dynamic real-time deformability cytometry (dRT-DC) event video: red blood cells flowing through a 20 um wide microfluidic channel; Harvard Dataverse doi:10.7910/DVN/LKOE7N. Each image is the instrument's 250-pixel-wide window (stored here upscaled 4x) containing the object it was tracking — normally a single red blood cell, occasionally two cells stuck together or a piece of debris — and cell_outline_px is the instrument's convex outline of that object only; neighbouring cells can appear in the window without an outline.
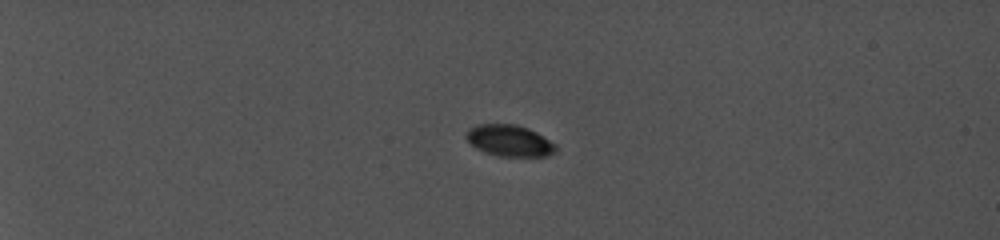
{"species": "common noctule bat (a hibernating species)", "species_latin": "Nyctalus noctula", "temperature_condition": "cold", "stored_images_in_passage": 40, "camera_frame_rate_fps": 5000, "um_per_image_px": 0.085, "animal": {"sex": "female", "body_mass_g": 19.0, "forearm_length_mm": 56.7}, "frame": {"image": 1, "passage_image": 1, "time_ms": 0.0, "image_size_px": [1000, 240], "cell_outline_px": [[556, 152], [548, 156], [500, 156], [484, 152], [476, 148], [464, 136], [468, 128], [476, 124], [516, 124], [528, 128], [536, 132], [556, 144]], "centroid_in_image_um": [43.29, 11.95], "position_along_channel_um": 41.7, "area_um2": 16.47}}
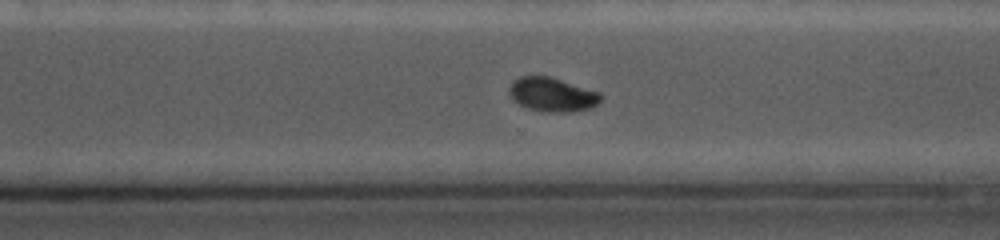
{"frame": {"image": 2, "passage_image": 33, "time_ms": 10.0, "image_size_px": [1000, 240], "cell_outline_px": [[600, 100], [596, 104], [588, 108], [572, 112], [548, 112], [528, 108], [512, 100], [508, 92], [508, 88], [520, 76], [548, 76], [600, 92]], "centroid_in_image_um": [46.91, 8.04], "position_along_channel_um": 323.7, "area_um2": 17.86}}
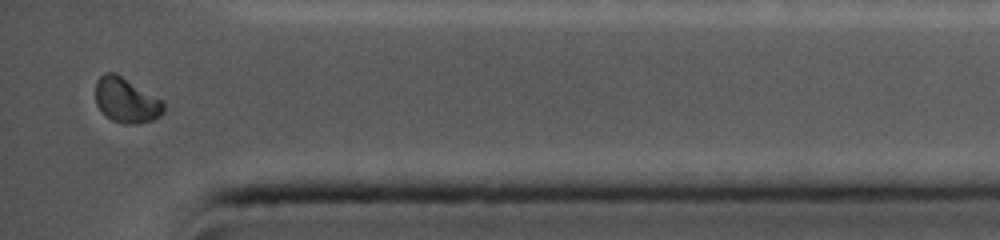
{"frame": {"image": 3, "passage_image": 40, "time_ms": 12.6, "image_size_px": [1000, 240], "cell_outline_px": [[164, 112], [160, 116], [152, 120], [136, 124], [124, 124], [112, 120], [96, 104], [96, 80], [104, 72], [112, 72], [120, 76], [164, 100]], "centroid_in_image_um": [10.75, 8.53], "position_along_channel_um": 424.4, "area_um2": 17.69}, "authors_computed_cell_mechanics": {"area_um2": 18.1492, "velocity_mm_per_s": 3.8804, "shape_relaxation_time_tau1_ms": 3.8875, "shape_relaxation_time_tau2_ms": null, "deformation_change_tau1": 0.1095, "deformation_change_tau2": null}}